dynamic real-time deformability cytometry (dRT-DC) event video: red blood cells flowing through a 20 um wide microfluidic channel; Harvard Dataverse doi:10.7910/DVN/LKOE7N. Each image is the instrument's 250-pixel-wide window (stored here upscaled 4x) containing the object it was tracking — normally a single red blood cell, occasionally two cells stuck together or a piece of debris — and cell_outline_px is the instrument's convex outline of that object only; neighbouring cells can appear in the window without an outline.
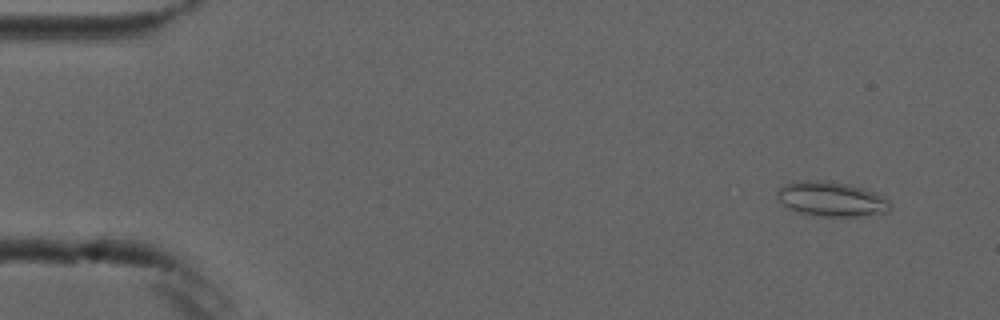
{"species": "common noctule bat (a hibernating species)", "species_latin": "Nyctalus noctula", "temperature_condition": "cold", "stored_images_in_passage": 4, "camera_frame_rate_fps": 3000, "um_per_image_px": 0.085, "animal": {"sex": "male", "forearm_length_mm": 52.5}, "frame": {"image": 1, "passage_image": 1, "time_ms": 0.0, "image_size_px": [1000, 320], "cell_outline_px": [[892, 208], [888, 212], [864, 216], [812, 216], [796, 212], [788, 208], [776, 196], [776, 188], [792, 180], [820, 180], [848, 184], [864, 188], [888, 200], [892, 204]], "centroid_in_image_um": [70.62, 16.92], "position_along_channel_um": 14.4, "area_um2": 23.24}}